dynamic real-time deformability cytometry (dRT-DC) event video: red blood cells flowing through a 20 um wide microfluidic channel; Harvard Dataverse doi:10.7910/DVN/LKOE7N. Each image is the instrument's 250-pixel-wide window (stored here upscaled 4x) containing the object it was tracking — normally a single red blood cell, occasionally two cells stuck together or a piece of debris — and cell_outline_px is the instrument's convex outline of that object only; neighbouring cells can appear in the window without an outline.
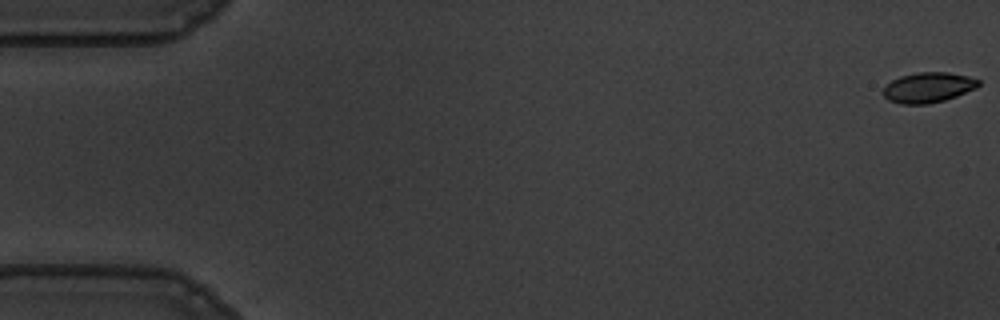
{"species": "common noctule bat (a hibernating species)", "species_latin": "Nyctalus noctula", "temperature_condition": "warm", "stored_images_in_passage": 57, "camera_frame_rate_fps": 3000, "um_per_image_px": 0.085, "animal": {"sex": "male", "body_mass_g": 19.5, "forearm_length_mm": 54.6}, "frame": {"image": 1, "passage_image": 1, "time_ms": 0.0, "image_size_px": [1000, 320], "cell_outline_px": [[980, 84], [976, 88], [956, 96], [944, 100], [924, 104], [900, 104], [888, 100], [884, 96], [884, 84], [900, 76], [916, 72], [948, 72], [968, 76], [980, 80]], "centroid_in_image_um": [78.88, 7.42], "position_along_channel_um": 6.1, "area_um2": 16.82}}
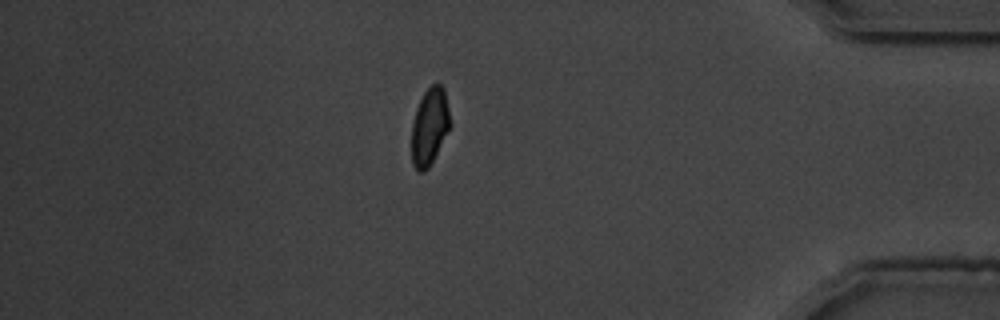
{"frame": {"image": 2, "passage_image": 49, "time_ms": 16.0, "image_size_px": [1000, 320], "cell_outline_px": [[452, 124], [428, 168], [424, 172], [420, 172], [412, 164], [412, 124], [416, 108], [424, 92], [432, 84], [440, 84], [444, 88]], "centroid_in_image_um": [36.52, 10.74], "position_along_channel_um": 398.7, "area_um2": 17.22}}
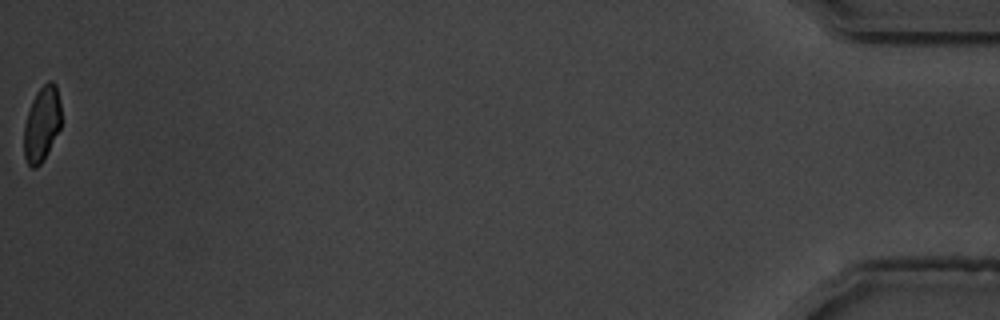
{"frame": {"image": 3, "passage_image": 57, "time_ms": 18.667, "image_size_px": [1000, 320], "cell_outline_px": [[60, 128], [44, 160], [36, 168], [32, 168], [28, 164], [24, 156], [24, 124], [32, 100], [36, 92], [48, 80], [52, 80], [56, 84], [60, 104]], "centroid_in_image_um": [3.55, 10.54], "position_along_channel_um": 431.6, "area_um2": 16.3}, "authors_computed_cell_mechanics": {"area_um2": 17.7446, "velocity_mm_per_s": 3.6011, "shape_relaxation_time_tau1_ms": 2.7269, "shape_relaxation_time_tau2_ms": 1.4081, "deformation_change_tau1": 0.1358, "deformation_change_tau2": 0.0628}}